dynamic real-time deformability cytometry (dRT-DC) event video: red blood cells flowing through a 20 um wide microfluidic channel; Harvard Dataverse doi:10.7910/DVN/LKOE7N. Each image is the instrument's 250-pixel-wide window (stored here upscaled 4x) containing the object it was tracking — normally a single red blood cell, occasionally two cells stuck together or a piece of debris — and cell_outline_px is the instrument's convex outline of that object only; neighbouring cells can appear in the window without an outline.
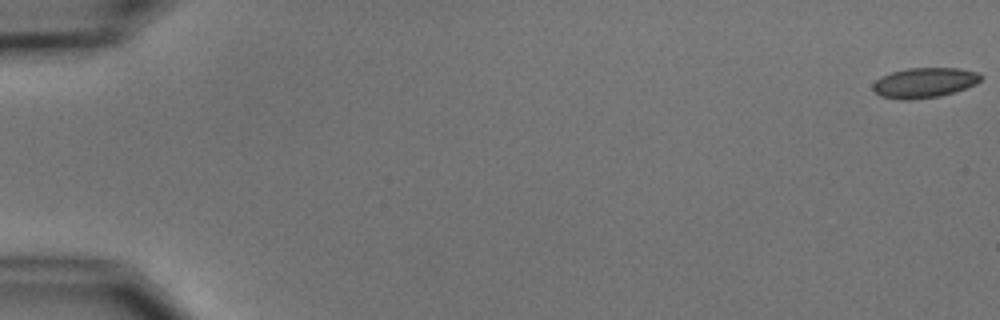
{"species": "common noctule bat (a hibernating species)", "species_latin": "Nyctalus noctula", "temperature_condition": "cold", "stored_images_in_passage": 5, "camera_frame_rate_fps": 3000, "um_per_image_px": 0.085, "animal": {"sex": "male", "body_mass_g": 15.6}, "frame": {"image": 1, "passage_image": 1, "time_ms": 0.0, "image_size_px": [1000, 320], "cell_outline_px": [[984, 76], [976, 84], [940, 96], [908, 100], [900, 100], [880, 96], [872, 88], [872, 84], [876, 80], [892, 72], [908, 68], [960, 68], [980, 72]], "centroid_in_image_um": [78.59, 7.02], "position_along_channel_um": 6.4, "area_um2": 18.9}}
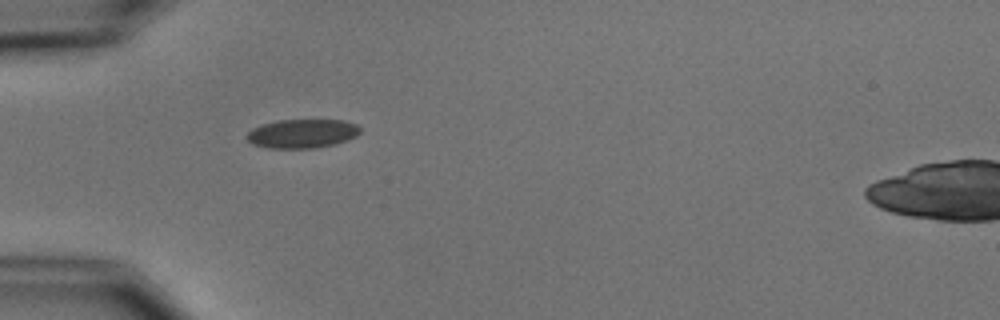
{"frame": {"image": 2, "passage_image": 5, "time_ms": 5.667, "image_size_px": [1000, 320], "cell_outline_px": [[360, 132], [356, 136], [348, 140], [336, 144], [316, 148], [268, 148], [252, 144], [244, 136], [252, 128], [260, 124], [280, 120], [344, 120], [356, 124], [360, 128]], "centroid_in_image_um": [25.67, 11.36], "position_along_channel_um": 59.3, "area_um2": 19.31}}